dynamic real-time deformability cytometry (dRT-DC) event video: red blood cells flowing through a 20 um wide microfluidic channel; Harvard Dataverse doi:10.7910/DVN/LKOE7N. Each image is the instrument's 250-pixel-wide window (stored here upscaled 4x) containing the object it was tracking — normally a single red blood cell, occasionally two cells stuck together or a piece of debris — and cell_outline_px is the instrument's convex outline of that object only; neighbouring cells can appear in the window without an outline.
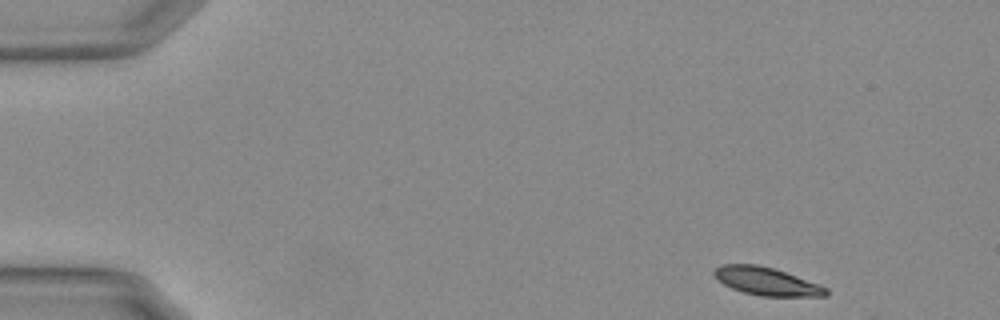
{"species": "Egyptian fruit bat (a non-hibernating species)", "species_latin": "Rousettus aegyptiacus", "temperature_condition": "warm", "stored_images_in_passage": 5, "camera_frame_rate_fps": 3000, "um_per_image_px": 0.085, "animal": {"sex": "female"}, "frame": {"image": 1, "passage_image": 1, "time_ms": 0.0, "image_size_px": [1000, 320], "cell_outline_px": [[828, 296], [760, 296], [744, 292], [732, 288], [724, 284], [712, 272], [716, 268], [724, 264], [756, 264], [772, 268], [784, 272], [828, 288]], "centroid_in_image_um": [65.16, 23.92], "position_along_channel_um": 19.8, "area_um2": 17.8}}